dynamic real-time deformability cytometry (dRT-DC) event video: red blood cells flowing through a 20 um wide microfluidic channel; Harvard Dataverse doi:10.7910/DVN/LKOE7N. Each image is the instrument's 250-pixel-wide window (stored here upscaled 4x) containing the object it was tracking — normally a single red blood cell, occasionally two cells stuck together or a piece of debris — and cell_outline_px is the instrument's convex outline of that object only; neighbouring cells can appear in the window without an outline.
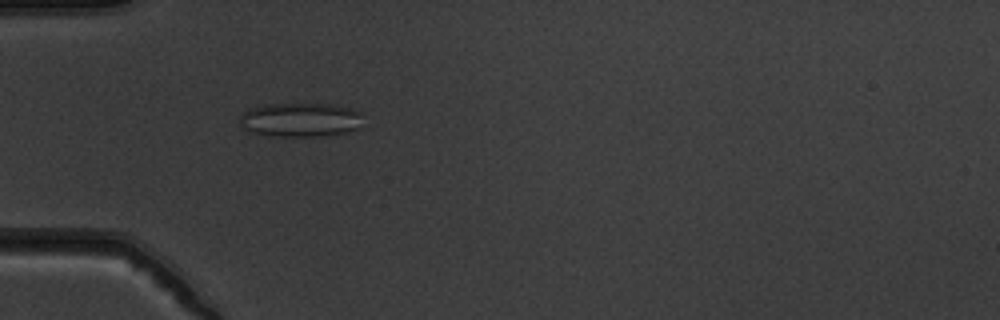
{"species": "common noctule bat (a hibernating species)", "species_latin": "Nyctalus noctula", "temperature_condition": "warm", "stored_images_in_passage": 38, "camera_frame_rate_fps": 3000, "um_per_image_px": 0.085, "animal": {"sex": "male", "body_mass_g": 19.5, "forearm_length_mm": 54.6}, "frame": {"image": 1, "passage_image": 2, "time_ms": 0.333, "image_size_px": [1000, 320], "cell_outline_px": [[364, 112], [356, 128], [344, 132], [324, 136], [280, 136], [252, 132], [244, 128], [240, 120], [240, 116], [248, 108], [268, 104], [332, 104], [352, 108]], "centroid_in_image_um": [25.55, 10.16], "position_along_channel_um": 59.5, "area_um2": 24.28}}
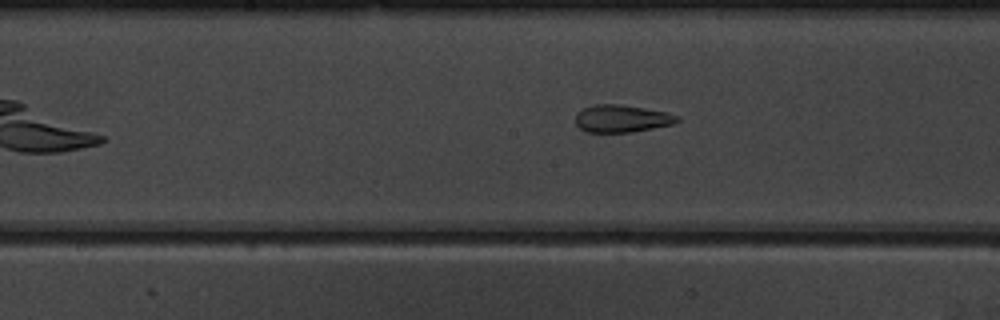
{"frame": {"image": 2, "passage_image": 13, "time_ms": 4.0, "image_size_px": [1000, 320], "cell_outline_px": [[680, 120], [672, 124], [632, 132], [584, 132], [576, 124], [576, 112], [584, 108], [596, 104], [620, 104], [668, 112], [680, 116]], "centroid_in_image_um": [52.85, 10.07], "position_along_channel_um": 195.4, "area_um2": 16.3}}
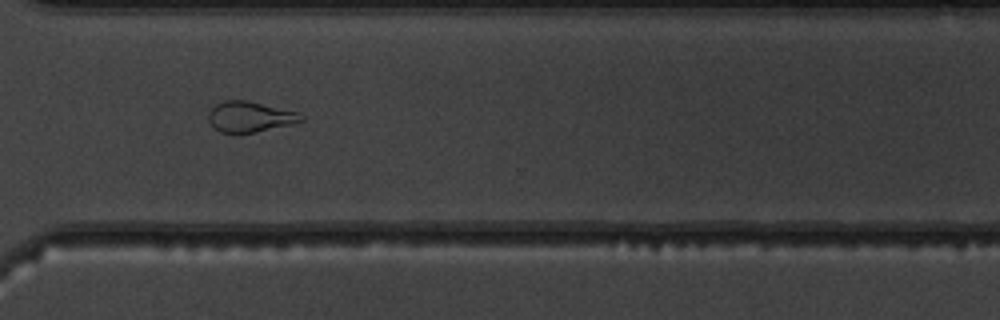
{"frame": {"image": 3, "passage_image": 25, "time_ms": 8.0, "image_size_px": [1000, 320], "cell_outline_px": [[304, 120], [292, 124], [256, 132], [220, 132], [212, 128], [208, 120], [208, 112], [216, 104], [224, 100], [248, 100], [296, 112], [304, 116]], "centroid_in_image_um": [21.21, 9.92], "position_along_channel_um": 349.4, "area_um2": 16.47}, "authors_computed_cell_mechanics": {"area_um2": 17.0799, "velocity_mm_per_s": 3.8484, "shape_relaxation_time_tau1_ms": null, "shape_relaxation_time_tau2_ms": 1.9613, "deformation_change_tau1": null, "deformation_change_tau2": 0.1184}}